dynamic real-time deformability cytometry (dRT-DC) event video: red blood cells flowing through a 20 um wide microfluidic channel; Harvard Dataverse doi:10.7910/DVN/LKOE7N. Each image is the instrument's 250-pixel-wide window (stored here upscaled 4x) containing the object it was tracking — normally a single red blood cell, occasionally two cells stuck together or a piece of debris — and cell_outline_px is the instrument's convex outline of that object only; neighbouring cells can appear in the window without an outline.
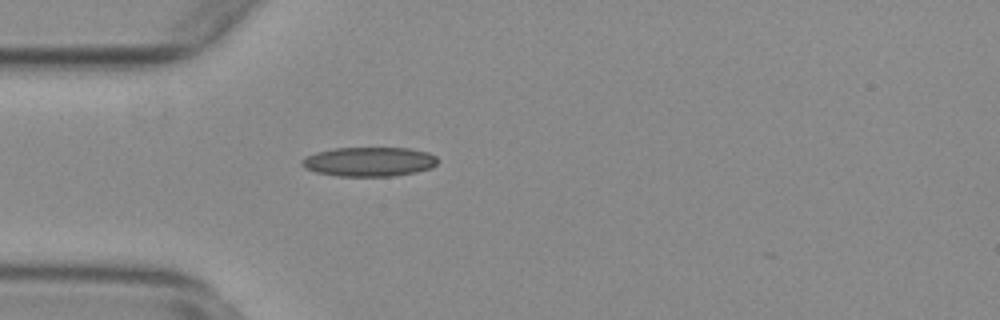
{"species": "common noctule bat (a hibernating species)", "species_latin": "Nyctalus noctula", "temperature_condition": "warm", "stored_images_in_passage": 38, "camera_frame_rate_fps": 3000, "um_per_image_px": 0.085, "animal": {"sex": "female", "body_mass_g": 29.2, "forearm_length_mm": 56.3}, "frame": {"image": 1, "passage_image": 1, "time_ms": 0.0, "image_size_px": [1000, 320], "cell_outline_px": [[436, 164], [432, 168], [416, 172], [392, 176], [340, 176], [316, 172], [304, 168], [300, 164], [300, 160], [316, 152], [332, 148], [408, 148], [428, 152], [436, 156]], "centroid_in_image_um": [31.36, 13.74], "position_along_channel_um": 53.6, "area_um2": 23.24}}
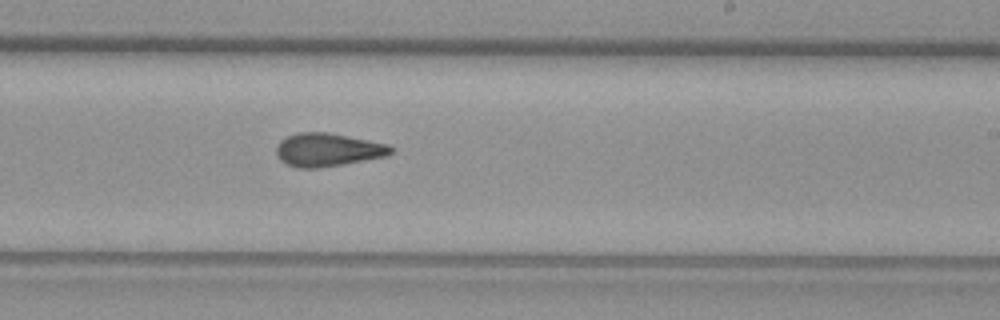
{"frame": {"image": 2, "passage_image": 18, "time_ms": 5.667, "image_size_px": [1000, 320], "cell_outline_px": [[392, 152], [388, 156], [320, 168], [296, 168], [284, 164], [276, 156], [276, 144], [280, 140], [288, 136], [300, 132], [324, 132], [348, 136], [388, 144], [392, 148]], "centroid_in_image_um": [27.81, 12.75], "position_along_channel_um": 261.2, "area_um2": 22.31}}
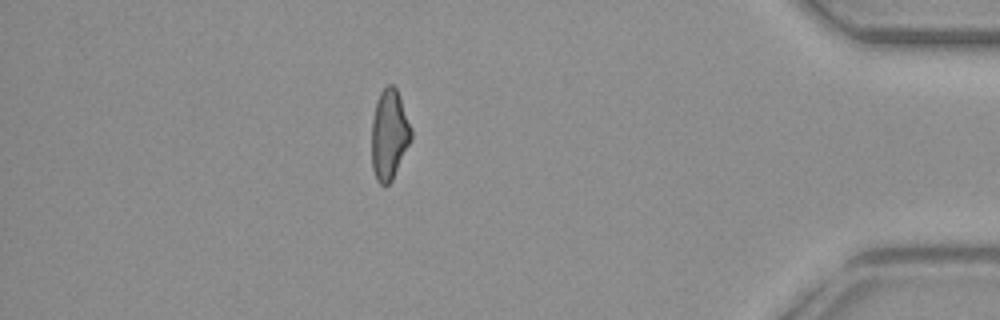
{"frame": {"image": 3, "passage_image": 33, "time_ms": 10.667, "image_size_px": [1000, 320], "cell_outline_px": [[412, 136], [392, 180], [388, 184], [380, 184], [376, 180], [372, 168], [372, 120], [376, 100], [380, 92], [388, 84], [392, 84], [396, 88], [400, 96], [412, 128]], "centroid_in_image_um": [33.08, 11.41], "position_along_channel_um": 402.1, "area_um2": 20.69}, "authors_computed_cell_mechanics": {"area_um2": 21.8484, "velocity_mm_per_s": 3.7683, "shape_relaxation_time_tau1_ms": null, "shape_relaxation_time_tau2_ms": 3.0054, "deformation_change_tau1": null, "deformation_change_tau2": 0.1195}}